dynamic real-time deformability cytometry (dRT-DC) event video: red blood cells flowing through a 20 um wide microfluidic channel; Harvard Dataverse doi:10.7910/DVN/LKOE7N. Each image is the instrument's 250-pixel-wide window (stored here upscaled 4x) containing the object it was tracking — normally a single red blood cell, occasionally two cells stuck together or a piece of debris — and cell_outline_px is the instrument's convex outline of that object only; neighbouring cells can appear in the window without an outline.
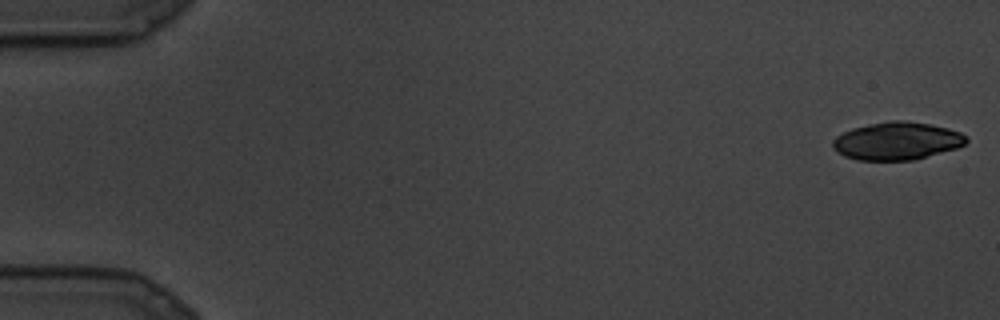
{"species": "common noctule bat (a hibernating species)", "species_latin": "Nyctalus noctula", "temperature_condition": "cold", "stored_images_in_passage": 9, "camera_frame_rate_fps": 3000, "um_per_image_px": 0.085, "animal": {"sex": "male", "body_mass_g": 19.5, "forearm_length_mm": 54.6}, "frame": {"image": 1, "passage_image": 1, "time_ms": 0.0, "image_size_px": [1000, 320], "cell_outline_px": [[968, 140], [964, 144], [956, 148], [916, 160], [856, 160], [844, 156], [836, 152], [832, 148], [832, 140], [836, 136], [852, 128], [892, 120], [904, 120], [928, 124], [948, 128], [960, 132], [968, 136]], "centroid_in_image_um": [76.23, 11.99], "position_along_channel_um": 8.8, "area_um2": 29.48}}